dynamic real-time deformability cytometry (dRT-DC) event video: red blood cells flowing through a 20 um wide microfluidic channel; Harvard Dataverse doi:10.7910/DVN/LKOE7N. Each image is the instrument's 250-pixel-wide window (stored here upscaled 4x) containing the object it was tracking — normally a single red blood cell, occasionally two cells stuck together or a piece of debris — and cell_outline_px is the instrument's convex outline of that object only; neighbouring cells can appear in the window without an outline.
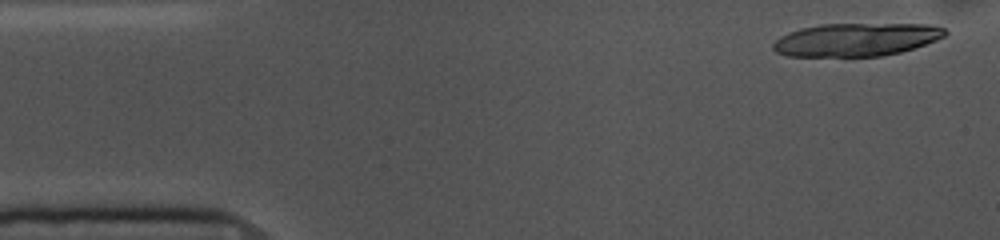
{"species": "common noctule bat (a hibernating species)", "species_latin": "Nyctalus noctula", "temperature_condition": "cold", "stored_images_in_passage": 15, "camera_frame_rate_fps": 3000, "um_per_image_px": 0.085, "animal": {"sex": "female", "body_mass_g": 10.0, "forearm_length_mm": 53.1}, "frame": {"image": 1, "passage_image": 2, "time_ms": 0.333, "image_size_px": [1000, 240], "cell_outline_px": [[948, 32], [944, 36], [936, 40], [900, 52], [880, 56], [788, 56], [776, 52], [772, 48], [772, 44], [780, 36], [788, 32], [800, 28], [820, 24], [928, 24], [944, 28]], "centroid_in_image_um": [72.74, 3.36], "position_along_channel_um": 12.3, "area_um2": 33.06}}